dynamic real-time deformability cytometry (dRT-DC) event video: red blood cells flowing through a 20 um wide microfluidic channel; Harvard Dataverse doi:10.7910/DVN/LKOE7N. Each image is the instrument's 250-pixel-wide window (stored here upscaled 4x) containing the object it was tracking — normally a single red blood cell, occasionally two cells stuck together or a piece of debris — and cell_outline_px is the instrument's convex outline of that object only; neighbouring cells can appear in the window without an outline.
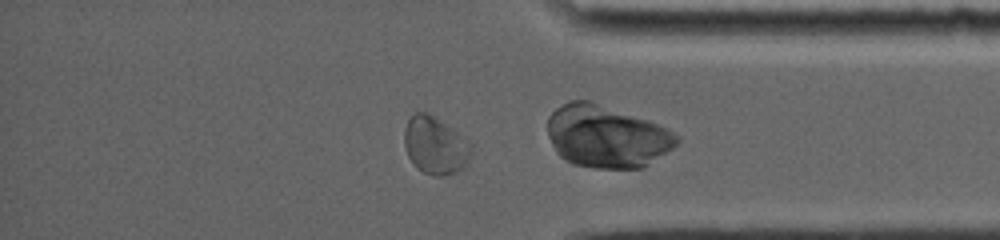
{"species": "common noctule bat (a hibernating species)", "species_latin": "Nyctalus noctula", "temperature_condition": "room temperature", "stored_images_in_passage": 26, "camera_frame_rate_fps": 5000, "um_per_image_px": 0.085, "animal": {"sex": "female", "body_mass_g": 19.0, "forearm_length_mm": 56.7}, "frame": {"image": 1, "passage_image": 22, "time_ms": 8.6, "image_size_px": [1000, 240], "cell_outline_px": [[468, 156], [464, 164], [456, 172], [440, 176], [436, 176], [424, 172], [416, 168], [408, 156], [404, 144], [404, 128], [408, 120], [416, 112], [428, 112], [448, 128], [456, 136], [468, 152]], "centroid_in_image_um": [36.81, 12.38], "position_along_channel_um": 398.4, "area_um2": 20.69}}